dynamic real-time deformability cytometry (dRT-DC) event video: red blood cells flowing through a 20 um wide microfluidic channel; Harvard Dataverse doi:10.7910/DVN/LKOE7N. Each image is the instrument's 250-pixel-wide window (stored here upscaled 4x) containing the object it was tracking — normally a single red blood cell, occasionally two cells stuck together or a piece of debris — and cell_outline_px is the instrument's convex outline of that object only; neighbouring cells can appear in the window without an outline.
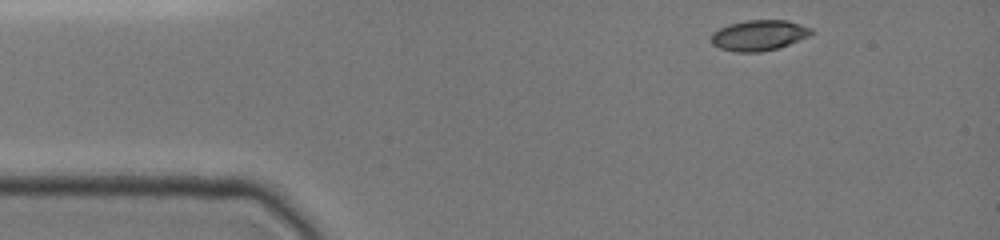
{"species": "common noctule bat (a hibernating species)", "species_latin": "Nyctalus noctula", "temperature_condition": "cold", "stored_images_in_passage": 47, "camera_frame_rate_fps": 3000, "um_per_image_px": 0.085, "animal": {"sex": "female", "body_mass_g": 19.0, "forearm_length_mm": 51.5}, "frame": {"image": 1, "passage_image": 1, "time_ms": 0.0, "image_size_px": [1000, 240], "cell_outline_px": [[816, 32], [808, 36], [788, 44], [776, 48], [760, 52], [736, 52], [720, 48], [712, 44], [712, 32], [728, 24], [744, 20], [788, 20], [812, 28]], "centroid_in_image_um": [64.51, 2.99], "position_along_channel_um": 20.5, "area_um2": 17.8}}
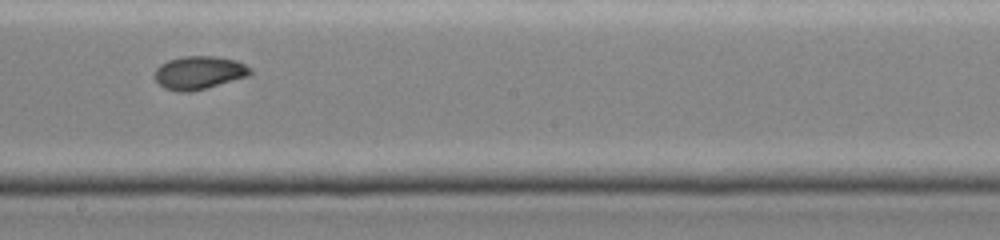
{"frame": {"image": 2, "passage_image": 28, "time_ms": 7.0, "image_size_px": [1000, 240], "cell_outline_px": [[252, 72], [248, 76], [204, 88], [188, 92], [180, 92], [164, 88], [152, 76], [156, 68], [160, 64], [168, 60], [184, 56], [216, 56], [236, 60], [252, 68]], "centroid_in_image_um": [16.89, 6.16], "position_along_channel_um": 231.3, "area_um2": 18.44}}
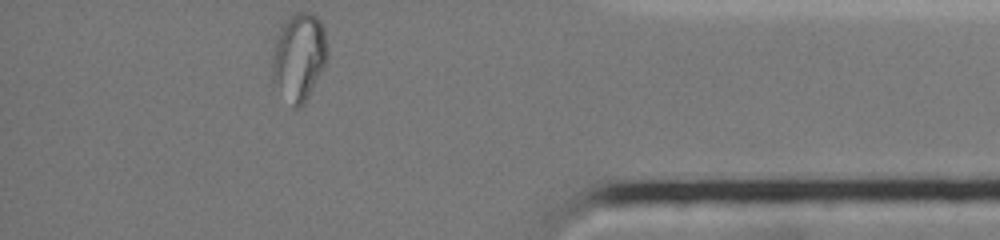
{"frame": {"image": 3, "passage_image": 47, "time_ms": 12.0, "image_size_px": [1000, 240], "cell_outline_px": [[328, 60], [304, 104], [296, 108], [292, 108], [272, 88], [272, 60], [276, 40], [280, 28], [288, 16], [296, 12], [312, 12], [320, 20], [324, 28], [328, 48]], "centroid_in_image_um": [25.4, 4.88], "position_along_channel_um": 409.8, "area_um2": 29.02}, "authors_computed_cell_mechanics": {"area_um2": 18.5538, "velocity_mm_per_s": 3.9728, "shape_relaxation_time_tau1_ms": null, "shape_relaxation_time_tau2_ms": 1.2675, "deformation_change_tau1": null, "deformation_change_tau2": 0.0337}}